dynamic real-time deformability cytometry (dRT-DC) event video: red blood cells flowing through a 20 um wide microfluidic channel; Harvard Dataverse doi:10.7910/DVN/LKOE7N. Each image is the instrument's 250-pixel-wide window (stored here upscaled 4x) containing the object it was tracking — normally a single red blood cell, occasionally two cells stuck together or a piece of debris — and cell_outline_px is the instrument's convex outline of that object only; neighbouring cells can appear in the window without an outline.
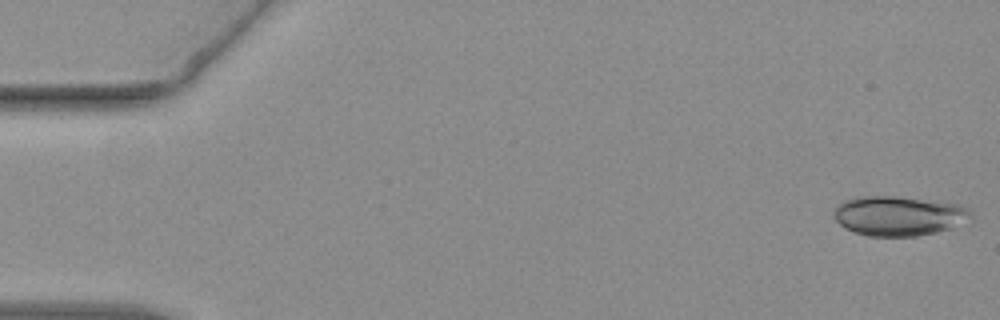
{"species": "common noctule bat (a hibernating species)", "species_latin": "Nyctalus noctula", "temperature_condition": "warm", "stored_images_in_passage": 53, "camera_frame_rate_fps": 3000, "um_per_image_px": 0.085, "animal": {"sex": "female", "body_mass_g": 19.3, "forearm_length_mm": 54.1}, "frame": {"image": 1, "passage_image": 1, "time_ms": 0.0, "image_size_px": [1000, 320], "cell_outline_px": [[972, 216], [952, 228], [936, 232], [916, 236], [868, 236], [844, 228], [836, 220], [836, 208], [840, 204], [856, 196], [896, 196], [960, 204], [968, 208]], "centroid_in_image_um": [76.41, 18.34], "position_along_channel_um": 8.6, "area_um2": 31.27}}
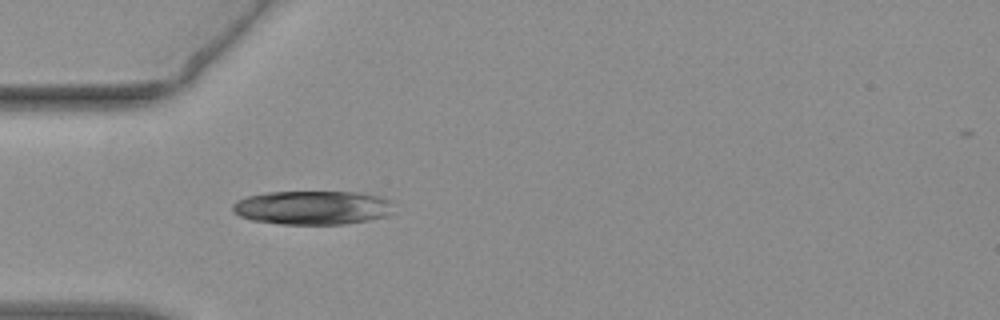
{"frame": {"image": 2, "passage_image": 16, "time_ms": 5.0, "image_size_px": [1000, 320], "cell_outline_px": [[392, 212], [388, 216], [368, 220], [344, 224], [284, 224], [252, 220], [240, 216], [232, 212], [232, 204], [236, 200], [248, 196], [264, 192], [356, 192], [380, 196], [392, 200]], "centroid_in_image_um": [26.57, 17.64], "position_along_channel_um": 58.4, "area_um2": 32.02}}
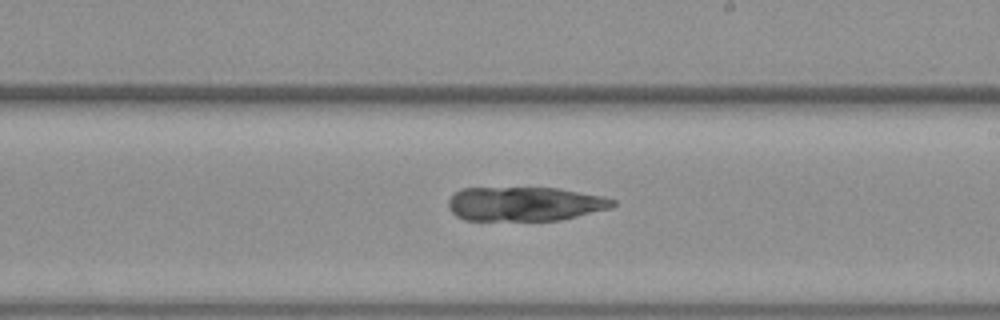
{"frame": {"image": 3, "passage_image": 31, "time_ms": 10.0, "image_size_px": [1000, 320], "cell_outline_px": [[616, 204], [612, 208], [560, 220], [464, 220], [456, 216], [448, 208], [448, 200], [460, 188], [560, 188], [604, 196], [616, 200]], "centroid_in_image_um": [44.63, 17.33], "position_along_channel_um": 244.4, "area_um2": 32.95}}